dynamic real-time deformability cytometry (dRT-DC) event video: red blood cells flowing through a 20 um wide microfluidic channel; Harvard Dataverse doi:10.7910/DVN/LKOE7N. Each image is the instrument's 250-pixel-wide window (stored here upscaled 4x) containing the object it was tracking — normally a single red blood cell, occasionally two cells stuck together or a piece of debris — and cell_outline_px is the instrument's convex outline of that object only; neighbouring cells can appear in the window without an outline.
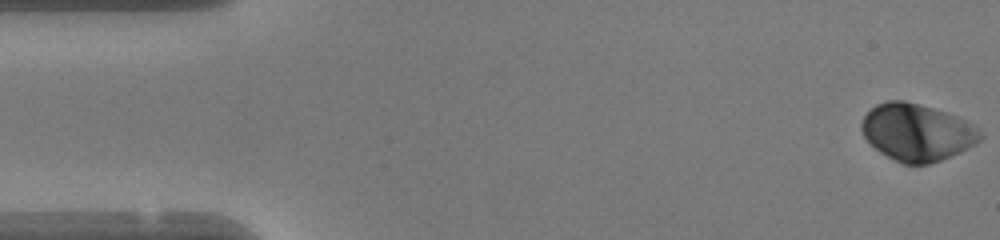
{"species": "human", "species_latin": "Homo sapiens", "temperature_condition": "warm", "stored_images_in_passage": 49, "camera_frame_rate_fps": 3000, "um_per_image_px": 0.085, "donor": {"sex": "female"}, "frame": {"image": 1, "passage_image": 1, "time_ms": 0.0, "image_size_px": [1000, 240], "cell_outline_px": [[984, 136], [976, 144], [960, 152], [940, 160], [928, 164], [904, 164], [880, 152], [864, 136], [860, 128], [860, 124], [864, 116], [876, 104], [888, 100], [904, 100], [948, 112], [972, 124]], "centroid_in_image_um": [77.94, 11.23], "position_along_channel_um": 7.1, "area_um2": 39.25}}
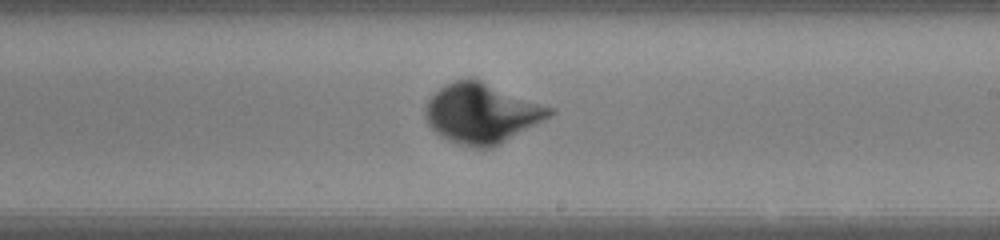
{"frame": {"image": 2, "passage_image": 28, "time_ms": 9.0, "image_size_px": [1000, 240], "cell_outline_px": [[556, 112], [492, 148], [476, 148], [460, 144], [448, 140], [440, 136], [428, 124], [424, 116], [424, 108], [428, 100], [444, 84], [468, 76], [472, 76], [556, 108]], "centroid_in_image_um": [40.93, 9.59], "position_along_channel_um": 248.1, "area_um2": 43.58}}
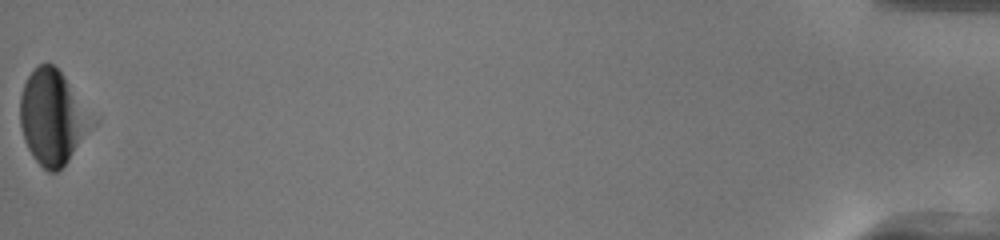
{"frame": {"image": 3, "passage_image": 49, "time_ms": 16.0, "image_size_px": [1000, 240], "cell_outline_px": [[80, 124], [76, 144], [68, 160], [56, 172], [48, 172], [32, 156], [24, 140], [20, 124], [20, 96], [24, 84], [28, 76], [40, 64], [52, 64], [64, 76]], "centroid_in_image_um": [4.12, 10.0], "position_along_channel_um": 431.1, "area_um2": 34.16}, "authors_computed_cell_mechanics": {"area_um2": 39.7664, "velocity_mm_per_s": 4.1422, "shape_relaxation_time_tau1_ms": 2.1751, "shape_relaxation_time_tau2_ms": null, "deformation_change_tau1": 0.1344, "deformation_change_tau2": null}}